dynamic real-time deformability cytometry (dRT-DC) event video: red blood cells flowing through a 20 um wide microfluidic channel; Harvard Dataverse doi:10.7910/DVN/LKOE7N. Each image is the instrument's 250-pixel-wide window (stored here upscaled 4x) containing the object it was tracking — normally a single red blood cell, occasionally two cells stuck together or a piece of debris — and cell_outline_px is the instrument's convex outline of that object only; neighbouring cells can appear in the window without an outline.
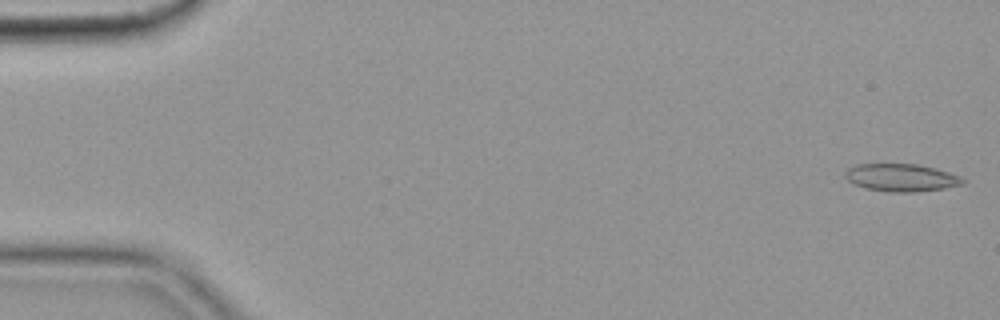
{"species": "common noctule bat (a hibernating species)", "species_latin": "Nyctalus noctula", "temperature_condition": "cold", "stored_images_in_passage": 55, "camera_frame_rate_fps": 3000, "um_per_image_px": 0.085, "animal": {"sex": "female", "body_mass_g": 19.9}, "frame": {"image": 1, "passage_image": 1, "time_ms": 0.0, "image_size_px": [1000, 320], "cell_outline_px": [[968, 180], [964, 184], [944, 188], [916, 192], [888, 192], [864, 188], [848, 180], [844, 176], [844, 172], [848, 168], [856, 164], [916, 164], [936, 168], [960, 176]], "centroid_in_image_um": [76.63, 15.1], "position_along_channel_um": 8.4, "area_um2": 19.07}}
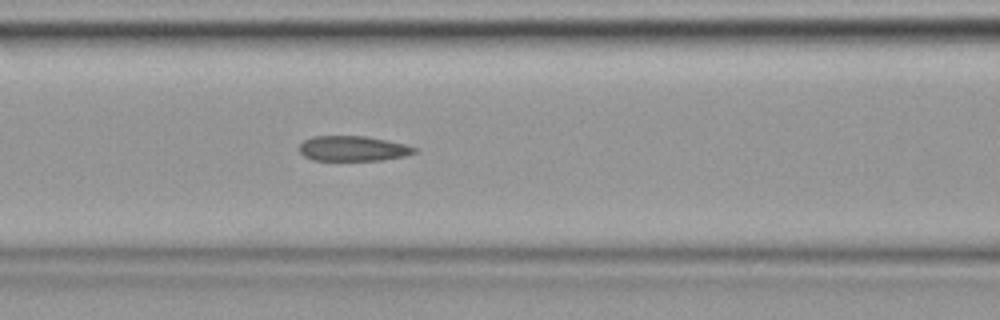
{"frame": {"image": 2, "passage_image": 23, "time_ms": 7.333, "image_size_px": [1000, 320], "cell_outline_px": [[416, 152], [404, 156], [380, 160], [312, 160], [304, 156], [300, 152], [300, 144], [304, 140], [312, 136], [368, 136], [404, 144], [416, 148]], "centroid_in_image_um": [29.97, 12.62], "position_along_channel_um": 136.6, "area_um2": 16.76}}
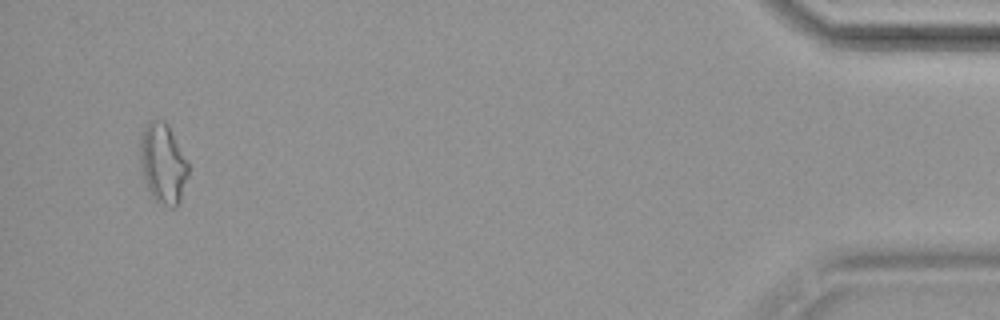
{"frame": {"image": 3, "passage_image": 53, "time_ms": 17.333, "image_size_px": [1000, 320], "cell_outline_px": [[188, 176], [180, 200], [176, 208], [172, 208], [156, 204], [144, 180], [140, 160], [140, 136], [148, 120], [164, 120], [168, 124], [188, 164]], "centroid_in_image_um": [13.84, 13.92], "position_along_channel_um": 421.4, "area_um2": 22.54}, "authors_computed_cell_mechanics": {"area_um2": 18.1492, "velocity_mm_per_s": 3.6094, "shape_relaxation_time_tau1_ms": null, "shape_relaxation_time_tau2_ms": 4.7507, "deformation_change_tau1": null, "deformation_change_tau2": 0.1346}}